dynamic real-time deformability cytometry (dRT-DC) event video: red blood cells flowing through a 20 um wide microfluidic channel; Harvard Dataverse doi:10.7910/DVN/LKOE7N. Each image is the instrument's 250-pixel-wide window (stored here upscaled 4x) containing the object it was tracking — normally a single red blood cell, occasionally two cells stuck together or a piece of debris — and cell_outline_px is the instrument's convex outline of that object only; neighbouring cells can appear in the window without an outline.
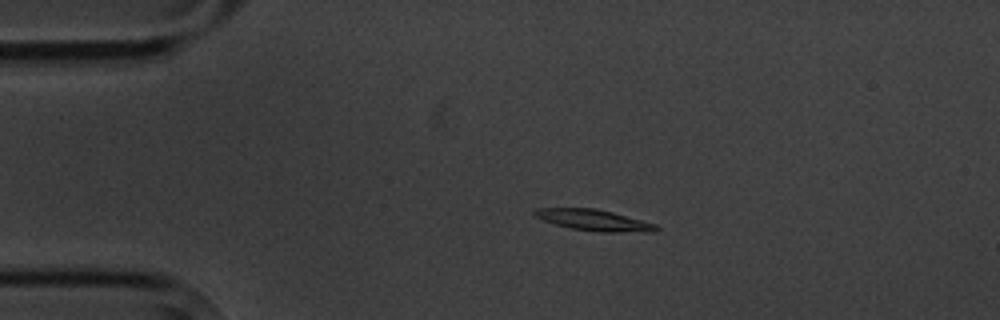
{"species": "common noctule bat (a hibernating species)", "species_latin": "Nyctalus noctula", "temperature_condition": "cold", "stored_images_in_passage": 14, "camera_frame_rate_fps": 3000, "um_per_image_px": 0.085, "animal": {"sex": "male", "body_mass_g": 20.1, "forearm_length_mm": 53.5}, "frame": {"image": 1, "passage_image": 3, "time_ms": 2.333, "image_size_px": [1000, 320], "cell_outline_px": [[660, 228], [656, 232], [600, 232], [572, 228], [556, 224], [544, 220], [536, 216], [532, 212], [536, 208], [596, 208], [612, 212], [656, 224]], "centroid_in_image_um": [50.53, 18.71], "position_along_channel_um": 34.5, "area_um2": 14.85}}
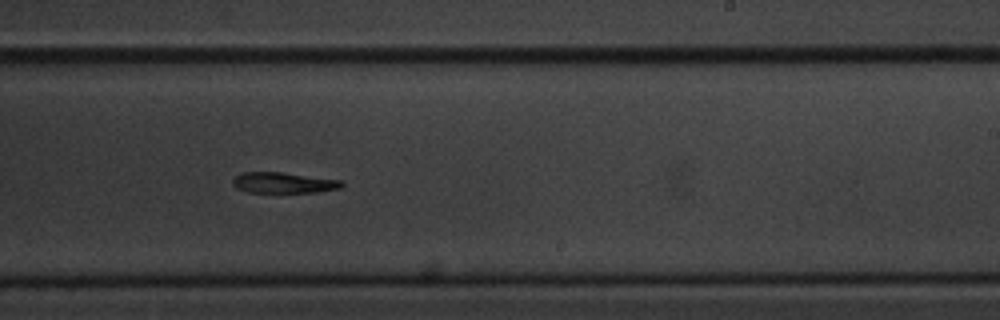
{"frame": {"image": 2, "passage_image": 9, "time_ms": 10.0, "image_size_px": [1000, 320], "cell_outline_px": [[344, 184], [340, 188], [316, 192], [248, 192], [236, 188], [232, 184], [232, 180], [240, 172], [280, 172], [340, 180]], "centroid_in_image_um": [24.05, 15.53], "position_along_channel_um": 264.9, "area_um2": 13.06}}
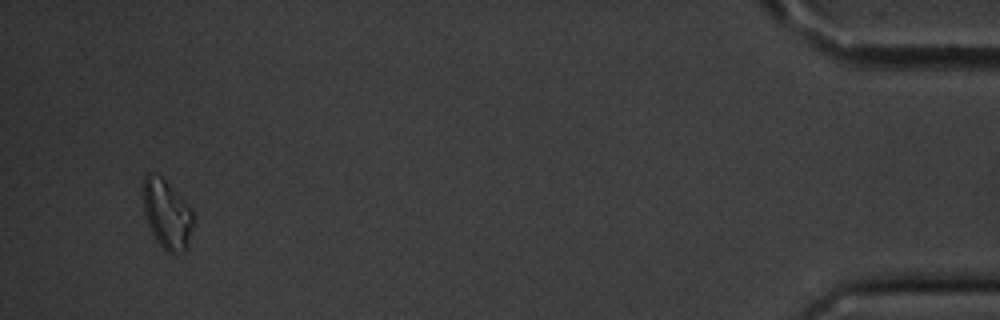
{"frame": {"image": 3, "passage_image": 14, "time_ms": 16.667, "image_size_px": [1000, 320], "cell_outline_px": [[196, 220], [188, 248], [184, 252], [168, 252], [156, 240], [148, 224], [144, 212], [144, 176], [148, 172], [160, 176], [192, 208], [196, 216]], "centroid_in_image_um": [14.26, 18.24], "position_along_channel_um": 420.9, "area_um2": 20.29}, "authors_computed_cell_mechanics": {"area_um2": 14.6523, "velocity_mm_per_s": 3.4893, "shape_relaxation_time_tau1_ms": 5.3586, "shape_relaxation_time_tau2_ms": null, "deformation_change_tau1": 0.1208, "deformation_change_tau2": null}}